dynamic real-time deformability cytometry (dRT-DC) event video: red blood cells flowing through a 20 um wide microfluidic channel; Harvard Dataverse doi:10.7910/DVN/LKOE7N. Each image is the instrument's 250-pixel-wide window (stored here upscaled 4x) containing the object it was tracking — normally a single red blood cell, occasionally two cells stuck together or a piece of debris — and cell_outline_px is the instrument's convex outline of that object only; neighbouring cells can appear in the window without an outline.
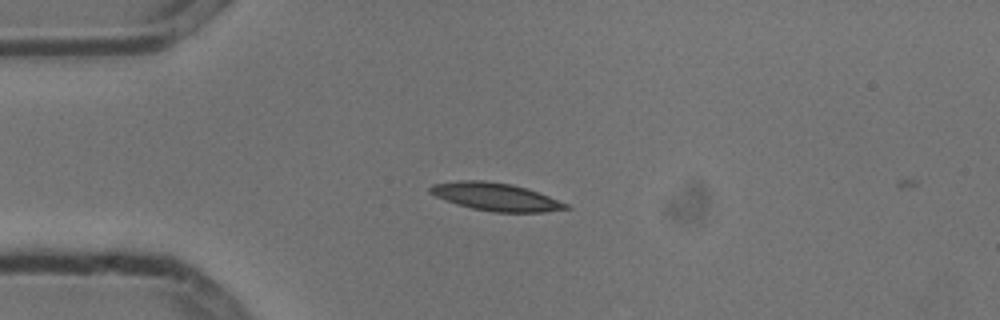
{"species": "common noctule bat (a hibernating species)", "species_latin": "Nyctalus noctula", "temperature_condition": "cold", "stored_images_in_passage": 5, "camera_frame_rate_fps": 3000, "um_per_image_px": 0.085, "animal": {"sex": "male", "body_mass_g": 13.3}, "frame": {"image": 1, "passage_image": 4, "time_ms": 1.0, "image_size_px": [1000, 320], "cell_outline_px": [[572, 208], [544, 212], [492, 212], [472, 208], [456, 204], [444, 200], [428, 192], [428, 188], [432, 184], [460, 180], [484, 180], [512, 184], [548, 196], [568, 204]], "centroid_in_image_um": [42.09, 16.73], "position_along_channel_um": 42.9, "area_um2": 21.96}}